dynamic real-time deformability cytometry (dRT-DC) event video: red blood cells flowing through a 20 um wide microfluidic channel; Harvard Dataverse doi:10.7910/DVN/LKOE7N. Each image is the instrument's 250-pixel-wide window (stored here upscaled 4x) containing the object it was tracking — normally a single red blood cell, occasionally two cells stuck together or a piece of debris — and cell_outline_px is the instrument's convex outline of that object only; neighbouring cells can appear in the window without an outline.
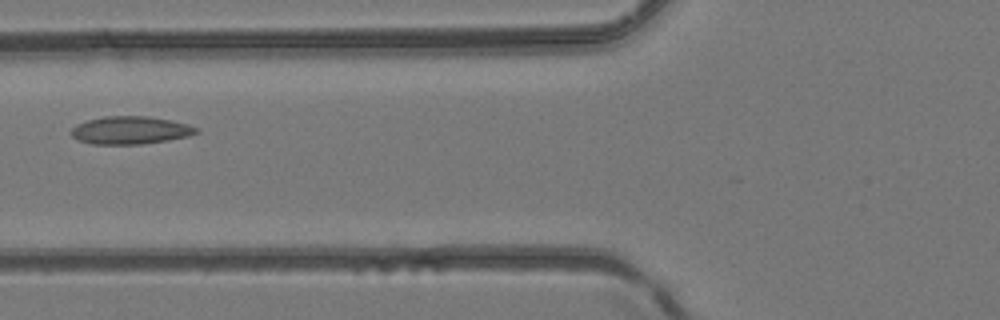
{"species": "common noctule bat (a hibernating species)", "species_latin": "Nyctalus noctula", "temperature_condition": "room temperature", "stored_images_in_passage": 4, "camera_frame_rate_fps": 3000, "um_per_image_px": 0.085, "animal": {"sex": "female", "body_mass_g": 24.6, "forearm_length_mm": 56.2}, "frame": {"image": 1, "passage_image": 4, "time_ms": 1.0, "image_size_px": [1000, 320], "cell_outline_px": [[200, 132], [188, 136], [168, 140], [140, 144], [92, 144], [80, 140], [72, 136], [68, 132], [76, 124], [88, 120], [104, 116], [148, 116], [188, 124], [200, 128]], "centroid_in_image_um": [11.08, 11.07], "position_along_channel_um": 114.7, "area_um2": 20.29}}